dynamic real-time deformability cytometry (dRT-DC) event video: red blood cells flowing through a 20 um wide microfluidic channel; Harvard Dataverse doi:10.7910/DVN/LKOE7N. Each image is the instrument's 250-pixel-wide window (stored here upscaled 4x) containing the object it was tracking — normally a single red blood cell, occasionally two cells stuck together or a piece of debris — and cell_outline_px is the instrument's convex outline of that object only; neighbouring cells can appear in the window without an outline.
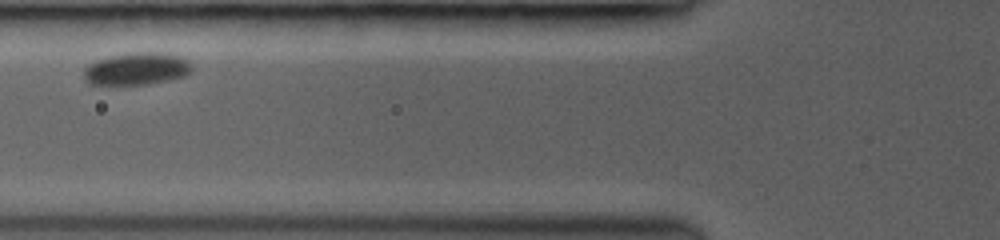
{"species": "common noctule bat (a hibernating species)", "species_latin": "Nyctalus noctula", "temperature_condition": "room temperature", "stored_images_in_passage": 5, "camera_frame_rate_fps": 3000, "um_per_image_px": 0.085, "animal": {"sex": "female", "body_mass_g": 19.0, "forearm_length_mm": 53.3}, "frame": {"image": 1, "passage_image": 4, "time_ms": 1.667, "image_size_px": [1000, 240], "cell_outline_px": [[192, 68], [184, 76], [168, 80], [148, 84], [88, 84], [84, 80], [84, 68], [88, 64], [96, 60], [108, 56], [128, 52], [160, 52], [180, 56], [188, 60], [192, 64]], "centroid_in_image_um": [11.59, 5.83], "position_along_channel_um": 114.2, "area_um2": 20.52}}